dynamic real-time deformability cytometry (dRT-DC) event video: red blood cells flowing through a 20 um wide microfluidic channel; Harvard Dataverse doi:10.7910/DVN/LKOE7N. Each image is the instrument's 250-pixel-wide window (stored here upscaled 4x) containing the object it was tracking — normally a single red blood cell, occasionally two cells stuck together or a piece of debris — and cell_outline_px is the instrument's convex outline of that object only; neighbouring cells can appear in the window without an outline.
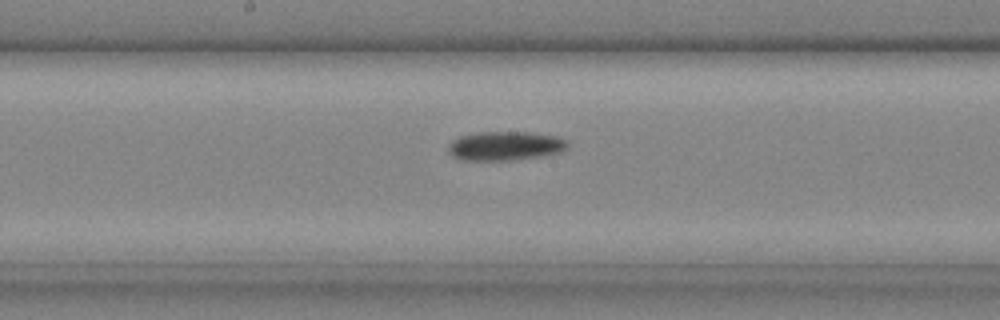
{"species": "common noctule bat (a hibernating species)", "species_latin": "Nyctalus noctula", "temperature_condition": "cold", "stored_images_in_passage": 23, "camera_frame_rate_fps": 3000, "um_per_image_px": 0.085, "animal": {"sex": "male", "body_mass_g": 20.4}, "frame": {"image": 1, "passage_image": 14, "time_ms": 4.333, "image_size_px": [1000, 320], "cell_outline_px": [[568, 148], [564, 152], [548, 156], [512, 160], [460, 160], [452, 156], [448, 152], [448, 144], [452, 140], [460, 136], [476, 132], [528, 132], [560, 136], [568, 140]], "centroid_in_image_um": [43.0, 12.41], "position_along_channel_um": 205.2, "area_um2": 20.81}}
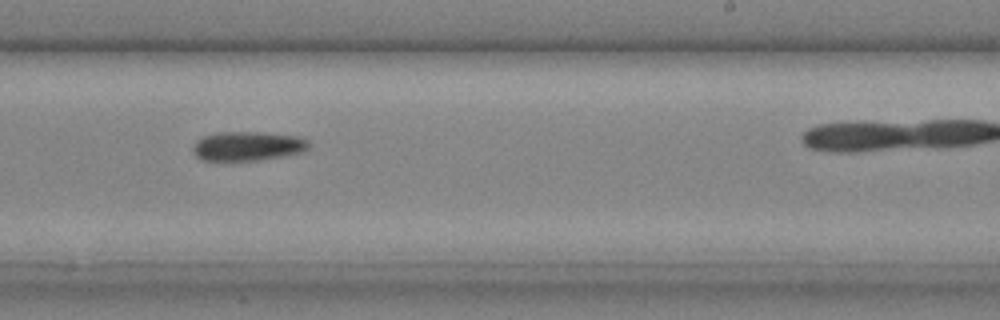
{"frame": {"image": 2, "passage_image": 17, "time_ms": 5.333, "image_size_px": [1000, 320], "cell_outline_px": [[312, 144], [308, 152], [288, 156], [260, 160], [200, 160], [192, 152], [192, 144], [196, 140], [204, 136], [220, 132], [260, 132], [300, 136], [308, 140]], "centroid_in_image_um": [21.13, 12.42], "position_along_channel_um": 267.9, "area_um2": 20.35}}